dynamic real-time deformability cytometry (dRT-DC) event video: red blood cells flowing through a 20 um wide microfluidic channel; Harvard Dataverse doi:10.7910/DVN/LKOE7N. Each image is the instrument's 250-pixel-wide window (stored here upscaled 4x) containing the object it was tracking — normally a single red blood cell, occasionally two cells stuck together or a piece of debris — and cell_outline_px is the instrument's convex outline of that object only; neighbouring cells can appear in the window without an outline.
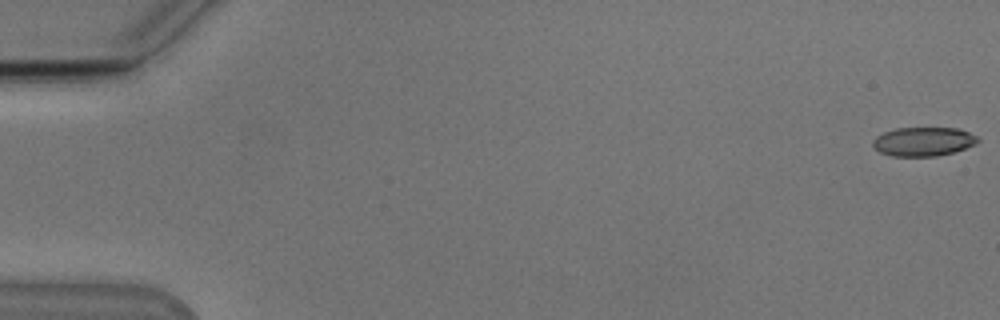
{"species": "Egyptian fruit bat (a non-hibernating species)", "species_latin": "Rousettus aegyptiacus", "temperature_condition": "cold", "stored_images_in_passage": 54, "camera_frame_rate_fps": 3000, "um_per_image_px": 0.085, "animal": {"sex": "male"}, "frame": {"image": 1, "passage_image": 1, "time_ms": 0.0, "image_size_px": [1000, 320], "cell_outline_px": [[980, 140], [976, 144], [952, 152], [936, 156], [892, 156], [880, 152], [872, 144], [872, 140], [876, 136], [884, 132], [896, 128], [956, 128], [968, 132], [976, 136]], "centroid_in_image_um": [78.47, 12.03], "position_along_channel_um": 6.5, "area_um2": 17.57}}
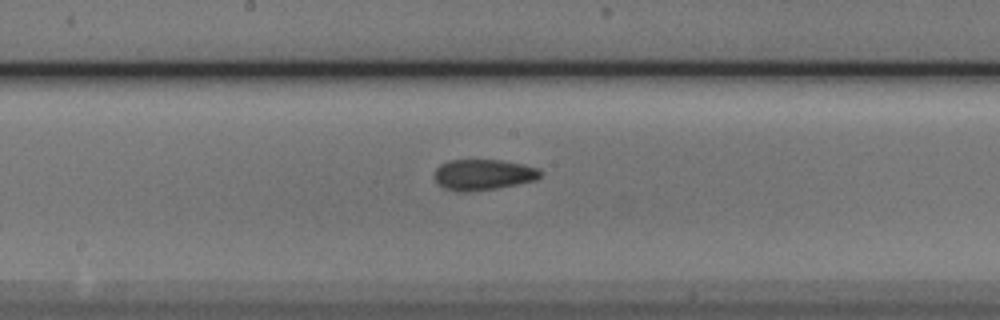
{"frame": {"image": 2, "passage_image": 29, "time_ms": 9.333, "image_size_px": [1000, 320], "cell_outline_px": [[544, 172], [536, 180], [496, 188], [472, 192], [456, 192], [444, 188], [436, 180], [436, 168], [440, 164], [448, 160], [500, 160], [520, 164], [536, 168]], "centroid_in_image_um": [41.06, 14.85], "position_along_channel_um": 207.1, "area_um2": 18.9}}
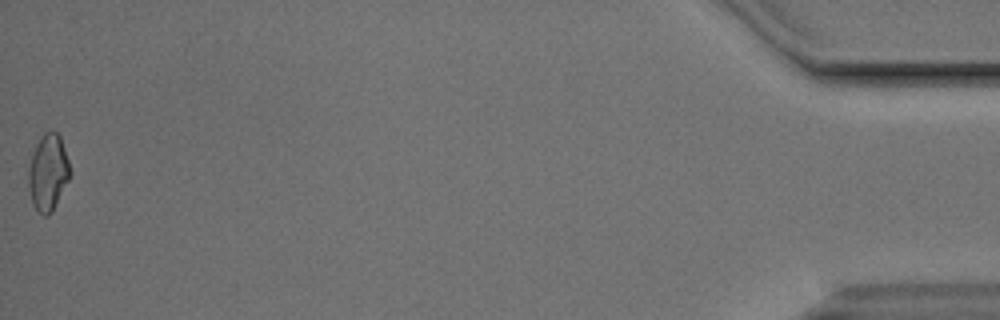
{"frame": {"image": 3, "passage_image": 54, "time_ms": 17.667, "image_size_px": [1000, 320], "cell_outline_px": [[72, 172], [52, 212], [48, 216], [44, 216], [36, 212], [32, 204], [28, 184], [28, 172], [32, 156], [36, 144], [40, 136], [44, 132], [56, 132], [60, 136]], "centroid_in_image_um": [4.08, 14.69], "position_along_channel_um": 431.1, "area_um2": 18.5}, "authors_computed_cell_mechanics": {"area_um2": 18.496, "velocity_mm_per_s": 3.8542, "shape_relaxation_time_tau1_ms": null, "shape_relaxation_time_tau2_ms": 2.719, "deformation_change_tau1": null, "deformation_change_tau2": 0.1015}}